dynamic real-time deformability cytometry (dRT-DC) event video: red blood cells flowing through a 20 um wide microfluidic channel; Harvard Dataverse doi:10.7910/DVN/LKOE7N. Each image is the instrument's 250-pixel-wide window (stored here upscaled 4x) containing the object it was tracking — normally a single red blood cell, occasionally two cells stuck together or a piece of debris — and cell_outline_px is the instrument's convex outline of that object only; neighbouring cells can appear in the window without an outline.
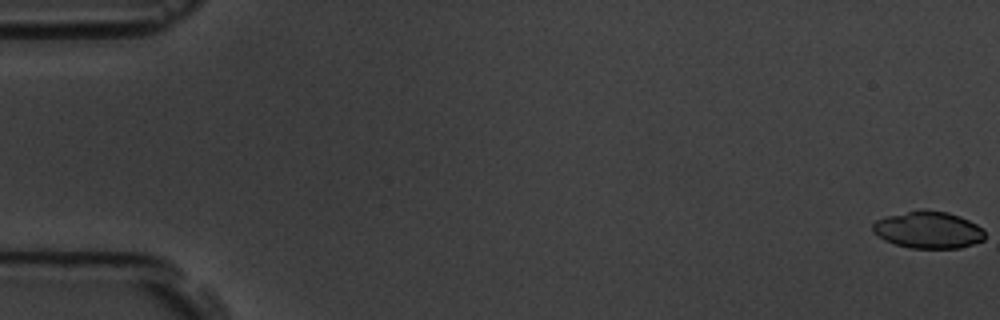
{"species": "common noctule bat (a hibernating species)", "species_latin": "Nyctalus noctula", "temperature_condition": "room temperature", "stored_images_in_passage": 59, "camera_frame_rate_fps": 3000, "um_per_image_px": 0.085, "animal": {"sex": "male", "body_mass_g": 19.5, "forearm_length_mm": 54.6}, "frame": {"image": 1, "passage_image": 1, "time_ms": 0.0, "image_size_px": [1000, 320], "cell_outline_px": [[984, 240], [960, 248], [912, 248], [896, 244], [884, 240], [872, 232], [872, 224], [876, 220], [888, 216], [924, 208], [948, 212], [960, 216], [984, 228]], "centroid_in_image_um": [78.91, 19.53], "position_along_channel_um": 6.1, "area_um2": 24.28}}
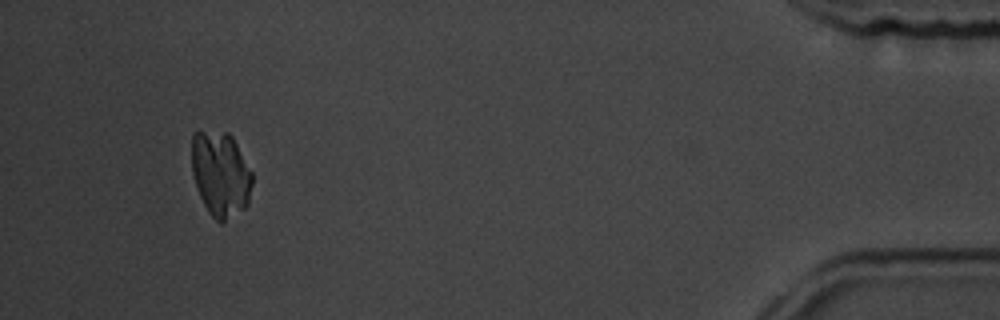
{"frame": {"image": 2, "passage_image": 55, "time_ms": 18.0, "image_size_px": [1000, 320], "cell_outline_px": [[252, 184], [248, 204], [244, 208], [220, 224], [208, 212], [200, 196], [192, 172], [192, 136], [196, 132], [228, 132], [232, 136], [252, 172]], "centroid_in_image_um": [18.76, 14.8], "position_along_channel_um": 416.4, "area_um2": 29.82}}